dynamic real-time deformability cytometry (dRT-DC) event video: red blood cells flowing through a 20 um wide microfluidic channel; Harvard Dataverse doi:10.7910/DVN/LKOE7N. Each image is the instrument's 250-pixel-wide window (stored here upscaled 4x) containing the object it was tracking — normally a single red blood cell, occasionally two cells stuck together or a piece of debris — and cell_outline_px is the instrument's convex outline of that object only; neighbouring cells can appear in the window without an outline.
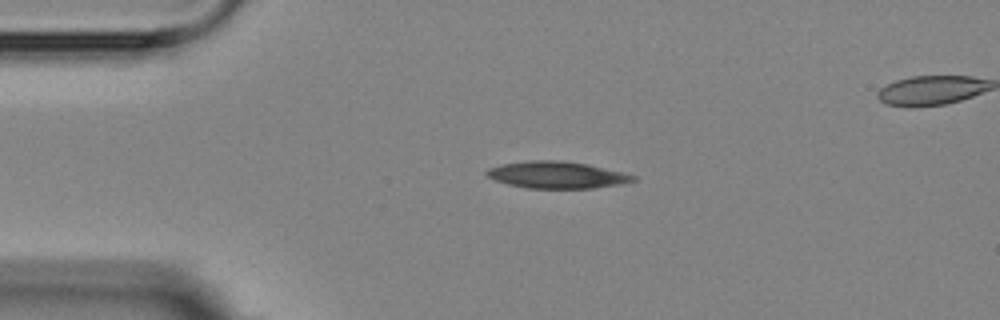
{"species": "Egyptian fruit bat (a non-hibernating species)", "species_latin": "Rousettus aegyptiacus", "temperature_condition": "room temperature", "stored_images_in_passage": 3, "segment_of_instrument_passage": [1, 2], "camera_frame_rate_fps": 3000, "um_per_image_px": 0.085, "animal": {"sex": "female"}, "frame": {"image": 1, "passage_image": 1, "time_ms": 0.0, "image_size_px": [1000, 320], "cell_outline_px": [[636, 180], [620, 184], [592, 188], [528, 188], [508, 184], [496, 180], [488, 176], [484, 172], [488, 168], [500, 164], [524, 160], [560, 160], [588, 164], [636, 176]], "centroid_in_image_um": [47.28, 14.85], "position_along_channel_um": 37.7, "area_um2": 22.83}}